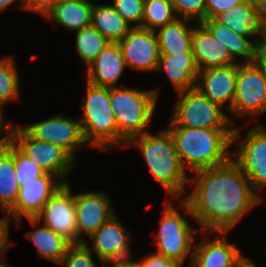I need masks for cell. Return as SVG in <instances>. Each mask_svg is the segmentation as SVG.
I'll use <instances>...</instances> for the list:
<instances>
[{"instance_id":"cell-1","label":"cell","mask_w":266,"mask_h":267,"mask_svg":"<svg viewBox=\"0 0 266 267\" xmlns=\"http://www.w3.org/2000/svg\"><path fill=\"white\" fill-rule=\"evenodd\" d=\"M193 190L180 200L188 216L200 225L203 234L229 232L241 218L258 203L261 195L252 189L251 182L230 159L227 163L193 172Z\"/></svg>"},{"instance_id":"cell-2","label":"cell","mask_w":266,"mask_h":267,"mask_svg":"<svg viewBox=\"0 0 266 267\" xmlns=\"http://www.w3.org/2000/svg\"><path fill=\"white\" fill-rule=\"evenodd\" d=\"M183 167L192 172L227 163L234 129L166 127Z\"/></svg>"},{"instance_id":"cell-3","label":"cell","mask_w":266,"mask_h":267,"mask_svg":"<svg viewBox=\"0 0 266 267\" xmlns=\"http://www.w3.org/2000/svg\"><path fill=\"white\" fill-rule=\"evenodd\" d=\"M139 148L147 167L158 183L176 199L184 196L189 177L175 149L174 141L167 129L156 135L151 132L130 138L125 147Z\"/></svg>"},{"instance_id":"cell-4","label":"cell","mask_w":266,"mask_h":267,"mask_svg":"<svg viewBox=\"0 0 266 267\" xmlns=\"http://www.w3.org/2000/svg\"><path fill=\"white\" fill-rule=\"evenodd\" d=\"M159 88L142 91L134 88H110V105L118 126V146L125 148L127 141L150 132V122L156 109Z\"/></svg>"},{"instance_id":"cell-5","label":"cell","mask_w":266,"mask_h":267,"mask_svg":"<svg viewBox=\"0 0 266 267\" xmlns=\"http://www.w3.org/2000/svg\"><path fill=\"white\" fill-rule=\"evenodd\" d=\"M87 93L80 109L84 138L100 151L118 146V126L110 105V87L96 86L87 81Z\"/></svg>"},{"instance_id":"cell-6","label":"cell","mask_w":266,"mask_h":267,"mask_svg":"<svg viewBox=\"0 0 266 267\" xmlns=\"http://www.w3.org/2000/svg\"><path fill=\"white\" fill-rule=\"evenodd\" d=\"M179 101L172 109L167 127L234 129L237 124L220 105L209 101L196 88L176 92Z\"/></svg>"},{"instance_id":"cell-7","label":"cell","mask_w":266,"mask_h":267,"mask_svg":"<svg viewBox=\"0 0 266 267\" xmlns=\"http://www.w3.org/2000/svg\"><path fill=\"white\" fill-rule=\"evenodd\" d=\"M179 208L166 199L165 209L160 218V226L155 237L156 253L173 259L183 266L189 256L192 258L195 247V234L189 221L180 214Z\"/></svg>"},{"instance_id":"cell-8","label":"cell","mask_w":266,"mask_h":267,"mask_svg":"<svg viewBox=\"0 0 266 267\" xmlns=\"http://www.w3.org/2000/svg\"><path fill=\"white\" fill-rule=\"evenodd\" d=\"M244 139H240L242 127H234L231 146L236 143V152L231 160L242 170L258 195L266 188V126L255 124Z\"/></svg>"},{"instance_id":"cell-9","label":"cell","mask_w":266,"mask_h":267,"mask_svg":"<svg viewBox=\"0 0 266 267\" xmlns=\"http://www.w3.org/2000/svg\"><path fill=\"white\" fill-rule=\"evenodd\" d=\"M11 142L47 173L57 176L63 183L69 182L66 176L74 169L76 161L62 147L31 138L20 124L14 125Z\"/></svg>"},{"instance_id":"cell-10","label":"cell","mask_w":266,"mask_h":267,"mask_svg":"<svg viewBox=\"0 0 266 267\" xmlns=\"http://www.w3.org/2000/svg\"><path fill=\"white\" fill-rule=\"evenodd\" d=\"M69 182L63 183L34 218H27L35 227L43 223L66 237L72 243H78V230L75 213V194H72Z\"/></svg>"},{"instance_id":"cell-11","label":"cell","mask_w":266,"mask_h":267,"mask_svg":"<svg viewBox=\"0 0 266 267\" xmlns=\"http://www.w3.org/2000/svg\"><path fill=\"white\" fill-rule=\"evenodd\" d=\"M235 116H257L266 112V79L253 63H238L235 97L231 107Z\"/></svg>"},{"instance_id":"cell-12","label":"cell","mask_w":266,"mask_h":267,"mask_svg":"<svg viewBox=\"0 0 266 267\" xmlns=\"http://www.w3.org/2000/svg\"><path fill=\"white\" fill-rule=\"evenodd\" d=\"M31 138L55 144L66 150L75 160L79 148L86 142L80 120L53 115L27 126H20Z\"/></svg>"},{"instance_id":"cell-13","label":"cell","mask_w":266,"mask_h":267,"mask_svg":"<svg viewBox=\"0 0 266 267\" xmlns=\"http://www.w3.org/2000/svg\"><path fill=\"white\" fill-rule=\"evenodd\" d=\"M118 44L127 67L141 72L156 71L160 50L155 31L132 26Z\"/></svg>"},{"instance_id":"cell-14","label":"cell","mask_w":266,"mask_h":267,"mask_svg":"<svg viewBox=\"0 0 266 267\" xmlns=\"http://www.w3.org/2000/svg\"><path fill=\"white\" fill-rule=\"evenodd\" d=\"M63 182L51 173L32 179L20 186L15 204L8 210L16 226L22 217L34 218Z\"/></svg>"},{"instance_id":"cell-15","label":"cell","mask_w":266,"mask_h":267,"mask_svg":"<svg viewBox=\"0 0 266 267\" xmlns=\"http://www.w3.org/2000/svg\"><path fill=\"white\" fill-rule=\"evenodd\" d=\"M112 198L104 191H88L75 194V213L78 243H83L82 235L88 237L115 215Z\"/></svg>"},{"instance_id":"cell-16","label":"cell","mask_w":266,"mask_h":267,"mask_svg":"<svg viewBox=\"0 0 266 267\" xmlns=\"http://www.w3.org/2000/svg\"><path fill=\"white\" fill-rule=\"evenodd\" d=\"M238 64L209 67L198 71L196 89L209 101L231 111L235 97Z\"/></svg>"},{"instance_id":"cell-17","label":"cell","mask_w":266,"mask_h":267,"mask_svg":"<svg viewBox=\"0 0 266 267\" xmlns=\"http://www.w3.org/2000/svg\"><path fill=\"white\" fill-rule=\"evenodd\" d=\"M216 239H205L195 243L191 260L193 267H237L244 256L235 243H228L227 232H216ZM221 236V237H220Z\"/></svg>"},{"instance_id":"cell-18","label":"cell","mask_w":266,"mask_h":267,"mask_svg":"<svg viewBox=\"0 0 266 267\" xmlns=\"http://www.w3.org/2000/svg\"><path fill=\"white\" fill-rule=\"evenodd\" d=\"M214 20L237 35L252 39L255 37L257 43L266 41L262 8L250 4L247 0L219 14Z\"/></svg>"},{"instance_id":"cell-19","label":"cell","mask_w":266,"mask_h":267,"mask_svg":"<svg viewBox=\"0 0 266 267\" xmlns=\"http://www.w3.org/2000/svg\"><path fill=\"white\" fill-rule=\"evenodd\" d=\"M191 52L198 71L209 68L241 63L235 61L226 47L216 41L210 32L201 24L194 26Z\"/></svg>"},{"instance_id":"cell-20","label":"cell","mask_w":266,"mask_h":267,"mask_svg":"<svg viewBox=\"0 0 266 267\" xmlns=\"http://www.w3.org/2000/svg\"><path fill=\"white\" fill-rule=\"evenodd\" d=\"M125 67L127 65L119 44L110 43L86 68V80L96 86L117 87Z\"/></svg>"},{"instance_id":"cell-21","label":"cell","mask_w":266,"mask_h":267,"mask_svg":"<svg viewBox=\"0 0 266 267\" xmlns=\"http://www.w3.org/2000/svg\"><path fill=\"white\" fill-rule=\"evenodd\" d=\"M130 234V231L122 225L119 217L115 214L88 237L91 240V247L88 242L84 241L83 243L92 253L96 254L99 262L102 263V260L108 255L132 241Z\"/></svg>"},{"instance_id":"cell-22","label":"cell","mask_w":266,"mask_h":267,"mask_svg":"<svg viewBox=\"0 0 266 267\" xmlns=\"http://www.w3.org/2000/svg\"><path fill=\"white\" fill-rule=\"evenodd\" d=\"M156 71H164L177 92L196 87L198 69L191 51L160 55Z\"/></svg>"},{"instance_id":"cell-23","label":"cell","mask_w":266,"mask_h":267,"mask_svg":"<svg viewBox=\"0 0 266 267\" xmlns=\"http://www.w3.org/2000/svg\"><path fill=\"white\" fill-rule=\"evenodd\" d=\"M93 2L89 0H63L45 18L61 25L65 30L79 31L91 25Z\"/></svg>"},{"instance_id":"cell-24","label":"cell","mask_w":266,"mask_h":267,"mask_svg":"<svg viewBox=\"0 0 266 267\" xmlns=\"http://www.w3.org/2000/svg\"><path fill=\"white\" fill-rule=\"evenodd\" d=\"M213 36L220 42L230 53V56L237 61L236 58H244L242 63H252L257 41L237 35L233 30L216 22L214 19H205L200 22Z\"/></svg>"},{"instance_id":"cell-25","label":"cell","mask_w":266,"mask_h":267,"mask_svg":"<svg viewBox=\"0 0 266 267\" xmlns=\"http://www.w3.org/2000/svg\"><path fill=\"white\" fill-rule=\"evenodd\" d=\"M190 21L189 19L177 18L172 23L155 31L160 55H176L191 51L194 26L192 28L188 26Z\"/></svg>"},{"instance_id":"cell-26","label":"cell","mask_w":266,"mask_h":267,"mask_svg":"<svg viewBox=\"0 0 266 267\" xmlns=\"http://www.w3.org/2000/svg\"><path fill=\"white\" fill-rule=\"evenodd\" d=\"M91 26L100 32L109 42L118 43L132 27L115 10L113 5L93 3Z\"/></svg>"},{"instance_id":"cell-27","label":"cell","mask_w":266,"mask_h":267,"mask_svg":"<svg viewBox=\"0 0 266 267\" xmlns=\"http://www.w3.org/2000/svg\"><path fill=\"white\" fill-rule=\"evenodd\" d=\"M33 242L40 257L60 264L67 250L73 244L66 237L55 233L45 225L25 235Z\"/></svg>"},{"instance_id":"cell-28","label":"cell","mask_w":266,"mask_h":267,"mask_svg":"<svg viewBox=\"0 0 266 267\" xmlns=\"http://www.w3.org/2000/svg\"><path fill=\"white\" fill-rule=\"evenodd\" d=\"M20 185L16 180L14 166V144L0 149V208L8 211L18 196Z\"/></svg>"},{"instance_id":"cell-29","label":"cell","mask_w":266,"mask_h":267,"mask_svg":"<svg viewBox=\"0 0 266 267\" xmlns=\"http://www.w3.org/2000/svg\"><path fill=\"white\" fill-rule=\"evenodd\" d=\"M75 42L76 50L87 68L111 43L91 25L76 31Z\"/></svg>"},{"instance_id":"cell-30","label":"cell","mask_w":266,"mask_h":267,"mask_svg":"<svg viewBox=\"0 0 266 267\" xmlns=\"http://www.w3.org/2000/svg\"><path fill=\"white\" fill-rule=\"evenodd\" d=\"M177 18L171 0H145L142 27L156 31Z\"/></svg>"},{"instance_id":"cell-31","label":"cell","mask_w":266,"mask_h":267,"mask_svg":"<svg viewBox=\"0 0 266 267\" xmlns=\"http://www.w3.org/2000/svg\"><path fill=\"white\" fill-rule=\"evenodd\" d=\"M12 56L0 59V105L8 101H18L20 97V77Z\"/></svg>"},{"instance_id":"cell-32","label":"cell","mask_w":266,"mask_h":267,"mask_svg":"<svg viewBox=\"0 0 266 267\" xmlns=\"http://www.w3.org/2000/svg\"><path fill=\"white\" fill-rule=\"evenodd\" d=\"M14 166L16 173V180L20 186L32 179L43 176L46 171L43 170L36 162L31 158L23 154L14 145Z\"/></svg>"},{"instance_id":"cell-33","label":"cell","mask_w":266,"mask_h":267,"mask_svg":"<svg viewBox=\"0 0 266 267\" xmlns=\"http://www.w3.org/2000/svg\"><path fill=\"white\" fill-rule=\"evenodd\" d=\"M116 12L131 26H141L145 0H112ZM133 23V24H132Z\"/></svg>"},{"instance_id":"cell-34","label":"cell","mask_w":266,"mask_h":267,"mask_svg":"<svg viewBox=\"0 0 266 267\" xmlns=\"http://www.w3.org/2000/svg\"><path fill=\"white\" fill-rule=\"evenodd\" d=\"M60 264L65 267H97L93 253L84 243H73Z\"/></svg>"},{"instance_id":"cell-35","label":"cell","mask_w":266,"mask_h":267,"mask_svg":"<svg viewBox=\"0 0 266 267\" xmlns=\"http://www.w3.org/2000/svg\"><path fill=\"white\" fill-rule=\"evenodd\" d=\"M177 17L200 23L205 20V0H171ZM181 15V16H180Z\"/></svg>"},{"instance_id":"cell-36","label":"cell","mask_w":266,"mask_h":267,"mask_svg":"<svg viewBox=\"0 0 266 267\" xmlns=\"http://www.w3.org/2000/svg\"><path fill=\"white\" fill-rule=\"evenodd\" d=\"M130 244L116 250L114 253H111L106 258L102 260L103 267L107 266L106 264H112L111 267H130L138 265V262L131 260L130 256L131 249Z\"/></svg>"},{"instance_id":"cell-37","label":"cell","mask_w":266,"mask_h":267,"mask_svg":"<svg viewBox=\"0 0 266 267\" xmlns=\"http://www.w3.org/2000/svg\"><path fill=\"white\" fill-rule=\"evenodd\" d=\"M244 1L246 0H205V19H214Z\"/></svg>"},{"instance_id":"cell-38","label":"cell","mask_w":266,"mask_h":267,"mask_svg":"<svg viewBox=\"0 0 266 267\" xmlns=\"http://www.w3.org/2000/svg\"><path fill=\"white\" fill-rule=\"evenodd\" d=\"M139 267H182L173 259L167 258L158 253H152L138 262Z\"/></svg>"},{"instance_id":"cell-39","label":"cell","mask_w":266,"mask_h":267,"mask_svg":"<svg viewBox=\"0 0 266 267\" xmlns=\"http://www.w3.org/2000/svg\"><path fill=\"white\" fill-rule=\"evenodd\" d=\"M63 0H25V11L39 13L46 16L53 8L59 5Z\"/></svg>"},{"instance_id":"cell-40","label":"cell","mask_w":266,"mask_h":267,"mask_svg":"<svg viewBox=\"0 0 266 267\" xmlns=\"http://www.w3.org/2000/svg\"><path fill=\"white\" fill-rule=\"evenodd\" d=\"M6 214L3 218H0V254L5 256V253L8 251L10 244L9 239V222L12 217L8 211H3Z\"/></svg>"},{"instance_id":"cell-41","label":"cell","mask_w":266,"mask_h":267,"mask_svg":"<svg viewBox=\"0 0 266 267\" xmlns=\"http://www.w3.org/2000/svg\"><path fill=\"white\" fill-rule=\"evenodd\" d=\"M252 63L266 79V41L257 44Z\"/></svg>"},{"instance_id":"cell-42","label":"cell","mask_w":266,"mask_h":267,"mask_svg":"<svg viewBox=\"0 0 266 267\" xmlns=\"http://www.w3.org/2000/svg\"><path fill=\"white\" fill-rule=\"evenodd\" d=\"M2 107L0 105V137L1 134L5 135L0 138V149L6 148L12 141V130L14 125L3 119Z\"/></svg>"},{"instance_id":"cell-43","label":"cell","mask_w":266,"mask_h":267,"mask_svg":"<svg viewBox=\"0 0 266 267\" xmlns=\"http://www.w3.org/2000/svg\"><path fill=\"white\" fill-rule=\"evenodd\" d=\"M18 0H0V12L7 9L12 3L16 2ZM22 3L20 6L23 10H25V0H22Z\"/></svg>"},{"instance_id":"cell-44","label":"cell","mask_w":266,"mask_h":267,"mask_svg":"<svg viewBox=\"0 0 266 267\" xmlns=\"http://www.w3.org/2000/svg\"><path fill=\"white\" fill-rule=\"evenodd\" d=\"M237 267H257V265L252 262L250 259L247 257L243 256L237 264Z\"/></svg>"},{"instance_id":"cell-45","label":"cell","mask_w":266,"mask_h":267,"mask_svg":"<svg viewBox=\"0 0 266 267\" xmlns=\"http://www.w3.org/2000/svg\"><path fill=\"white\" fill-rule=\"evenodd\" d=\"M250 4L262 8L266 4V0H247Z\"/></svg>"},{"instance_id":"cell-46","label":"cell","mask_w":266,"mask_h":267,"mask_svg":"<svg viewBox=\"0 0 266 267\" xmlns=\"http://www.w3.org/2000/svg\"><path fill=\"white\" fill-rule=\"evenodd\" d=\"M262 12H263L264 27L266 32V4L262 7Z\"/></svg>"},{"instance_id":"cell-47","label":"cell","mask_w":266,"mask_h":267,"mask_svg":"<svg viewBox=\"0 0 266 267\" xmlns=\"http://www.w3.org/2000/svg\"><path fill=\"white\" fill-rule=\"evenodd\" d=\"M0 267H11V266L7 265L6 263L0 262Z\"/></svg>"}]
</instances>
